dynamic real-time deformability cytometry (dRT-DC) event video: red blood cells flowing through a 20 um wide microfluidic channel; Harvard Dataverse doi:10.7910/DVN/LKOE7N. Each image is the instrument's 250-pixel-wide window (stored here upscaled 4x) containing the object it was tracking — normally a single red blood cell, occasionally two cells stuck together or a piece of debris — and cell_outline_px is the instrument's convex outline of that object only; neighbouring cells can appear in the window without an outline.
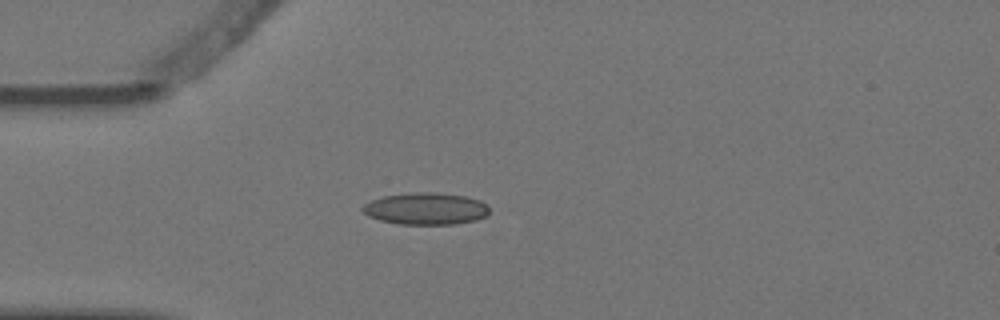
{"species": "Egyptian fruit bat (a non-hibernating species)", "species_latin": "Rousettus aegyptiacus", "temperature_condition": "warm", "stored_images_in_passage": 1, "camera_frame_rate_fps": 3000, "um_per_image_px": 0.085, "animal": {"sex": "female"}, "frame": {"image": 1, "passage_image": 1, "time_ms": 0.0, "image_size_px": [1000, 320], "cell_outline_px": [[488, 212], [484, 216], [476, 220], [456, 224], [400, 224], [380, 220], [368, 216], [360, 208], [364, 204], [372, 200], [384, 196], [416, 192], [436, 192], [464, 196], [480, 200], [488, 204]], "centroid_in_image_um": [36.19, 17.73], "position_along_channel_um": 48.8, "area_um2": 23.52}}